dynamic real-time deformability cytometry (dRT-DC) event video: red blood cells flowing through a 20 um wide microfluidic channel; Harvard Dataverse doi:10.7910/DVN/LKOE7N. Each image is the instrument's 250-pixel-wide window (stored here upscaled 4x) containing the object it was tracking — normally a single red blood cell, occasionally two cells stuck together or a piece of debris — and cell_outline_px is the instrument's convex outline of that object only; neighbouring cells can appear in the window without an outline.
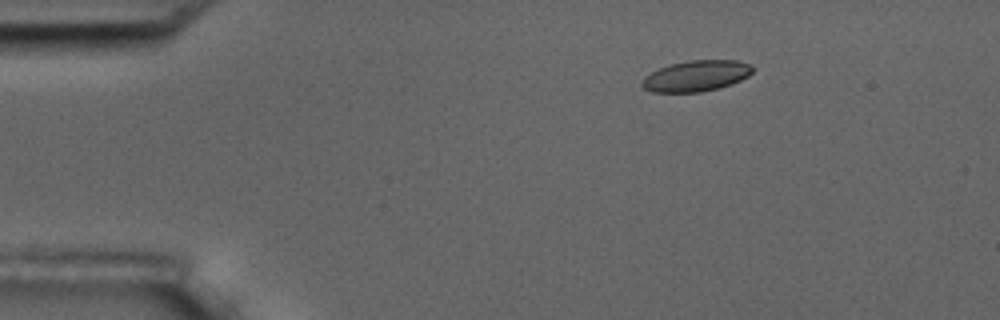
{"species": "common noctule bat (a hibernating species)", "species_latin": "Nyctalus noctula", "temperature_condition": "room temperature", "stored_images_in_passage": 50, "camera_frame_rate_fps": 3000, "um_per_image_px": 0.085, "animal": {"sex": "male", "body_mass_g": 17.5, "forearm_length_mm": 52.3}, "frame": {"image": 1, "passage_image": 2, "time_ms": 0.333, "image_size_px": [1000, 320], "cell_outline_px": [[756, 68], [748, 76], [732, 84], [720, 88], [700, 92], [652, 92], [644, 88], [640, 84], [644, 76], [668, 64], [688, 60], [736, 60], [752, 64]], "centroid_in_image_um": [59.2, 6.44], "position_along_channel_um": 25.8, "area_um2": 20.17}}
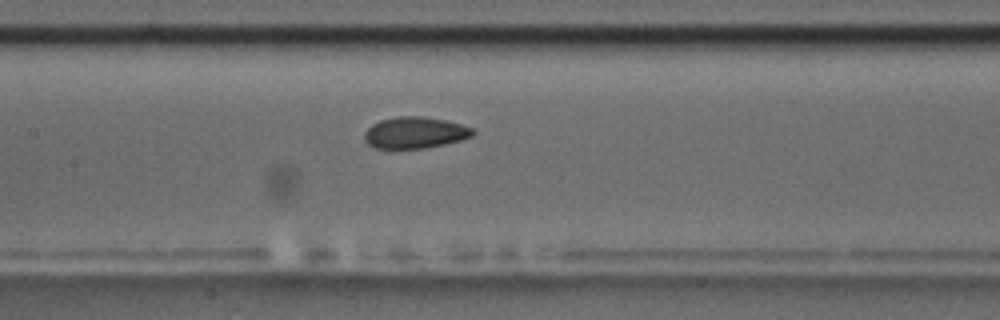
{"frame": {"image": 2, "passage_image": 20, "time_ms": 6.333, "image_size_px": [1000, 320], "cell_outline_px": [[476, 132], [472, 136], [460, 140], [444, 144], [424, 148], [376, 148], [368, 144], [364, 140], [364, 132], [372, 124], [380, 120], [396, 116], [424, 116], [444, 120], [460, 124], [472, 128]], "centroid_in_image_um": [35.25, 11.27], "position_along_channel_um": 172.2, "area_um2": 19.83}}
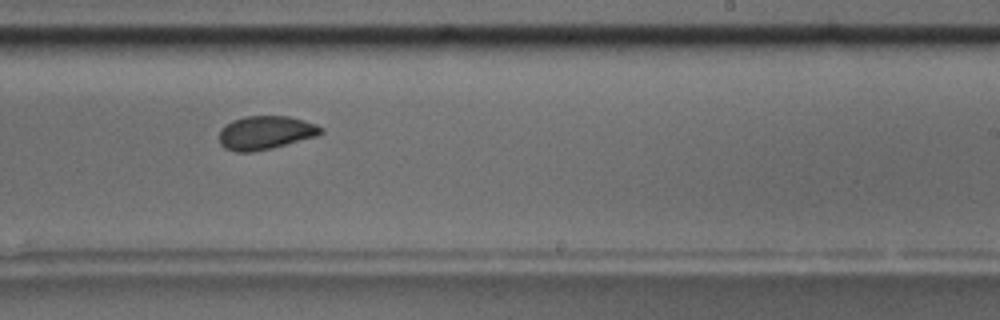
{"frame": {"image": 3, "passage_image": 28, "time_ms": 9.0, "image_size_px": [1000, 320], "cell_outline_px": [[324, 132], [316, 136], [272, 148], [252, 152], [236, 152], [224, 148], [220, 144], [220, 128], [232, 120], [244, 116], [288, 116], [304, 120], [316, 124], [324, 128]], "centroid_in_image_um": [22.56, 11.27], "position_along_channel_um": 266.4, "area_um2": 20.0}, "authors_computed_cell_mechanics": {"area_um2": 20.4323, "velocity_mm_per_s": 3.5534, "shape_relaxation_time_tau1_ms": null, "shape_relaxation_time_tau2_ms": 1.3551, "deformation_change_tau1": null, "deformation_change_tau2": 0.0539}}